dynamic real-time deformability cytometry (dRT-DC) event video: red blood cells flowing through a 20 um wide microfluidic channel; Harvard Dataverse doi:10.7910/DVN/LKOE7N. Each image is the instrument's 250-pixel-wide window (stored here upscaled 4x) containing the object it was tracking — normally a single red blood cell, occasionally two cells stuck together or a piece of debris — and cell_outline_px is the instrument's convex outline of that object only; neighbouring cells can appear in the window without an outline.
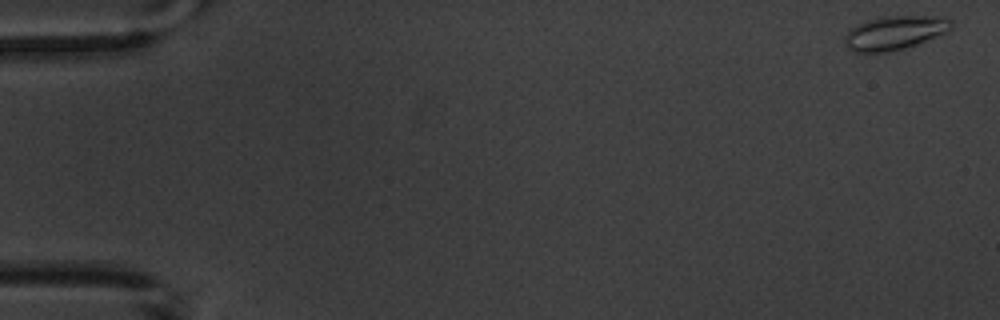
{"species": "common noctule bat (a hibernating species)", "species_latin": "Nyctalus noctula", "temperature_condition": "warm", "stored_images_in_passage": 5, "camera_frame_rate_fps": 3000, "um_per_image_px": 0.085, "animal": {"sex": "male", "body_mass_g": 20.1, "forearm_length_mm": 53.5}, "frame": {"image": 1, "passage_image": 1, "time_ms": 0.0, "image_size_px": [1000, 320], "cell_outline_px": [[952, 28], [948, 32], [916, 44], [904, 48], [888, 52], [852, 52], [844, 44], [844, 36], [856, 24], [868, 20], [884, 16], [940, 16], [952, 20]], "centroid_in_image_um": [76.05, 2.78], "position_along_channel_um": 9.0, "area_um2": 21.1}}
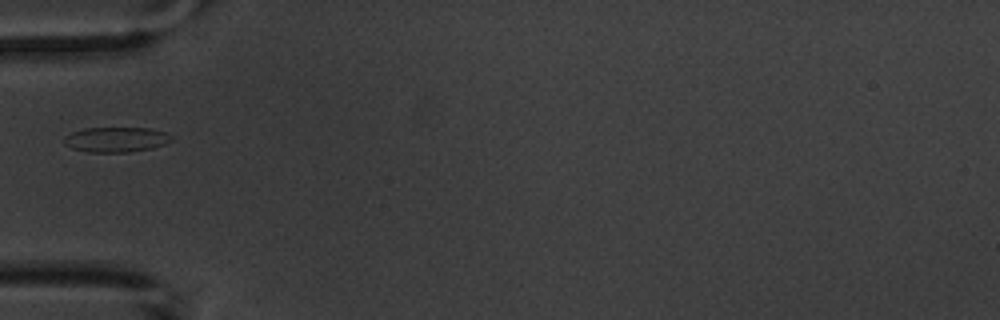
{"frame": {"image": 2, "passage_image": 5, "time_ms": 6.0, "image_size_px": [1000, 320], "cell_outline_px": [[172, 140], [164, 144], [152, 148], [128, 152], [88, 152], [72, 148], [64, 144], [64, 136], [72, 132], [84, 128], [148, 128], [168, 132], [172, 136]], "centroid_in_image_um": [9.87, 11.86], "position_along_channel_um": 75.1, "area_um2": 15.72}}